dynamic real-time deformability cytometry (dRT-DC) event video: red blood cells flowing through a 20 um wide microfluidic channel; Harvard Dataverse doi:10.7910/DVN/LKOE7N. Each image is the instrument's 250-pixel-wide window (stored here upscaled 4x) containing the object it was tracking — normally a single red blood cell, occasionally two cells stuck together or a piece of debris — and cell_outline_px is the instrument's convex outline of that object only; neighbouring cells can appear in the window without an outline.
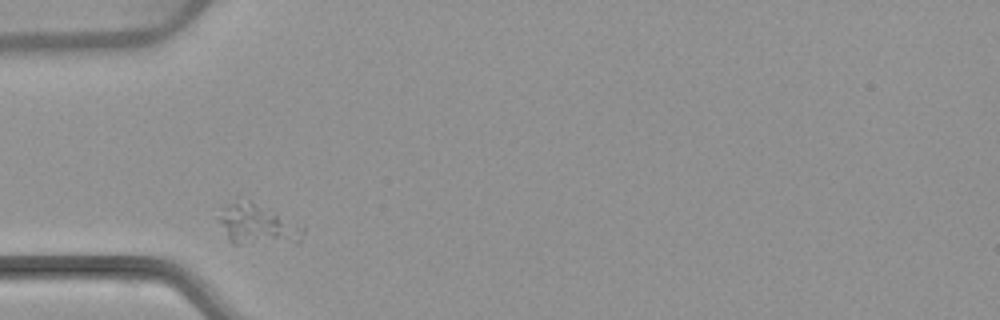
{"species": "common noctule bat (a hibernating species)", "species_latin": "Nyctalus noctula", "temperature_condition": "warm", "stored_images_in_passage": 2, "camera_frame_rate_fps": 3000, "um_per_image_px": 0.085, "animal": {"sex": "female", "body_mass_g": 22.7, "forearm_length_mm": 54.2}, "frame": {"image": 1, "passage_image": 1, "time_ms": 0.0, "image_size_px": [1000, 320], "cell_outline_px": [[304, 232], [300, 240], [296, 244], [232, 244], [228, 240], [220, 220], [220, 216], [224, 208], [236, 196], [248, 200], [304, 224]], "centroid_in_image_um": [21.96, 19.1], "position_along_channel_um": 63.0, "area_um2": 20.35}}
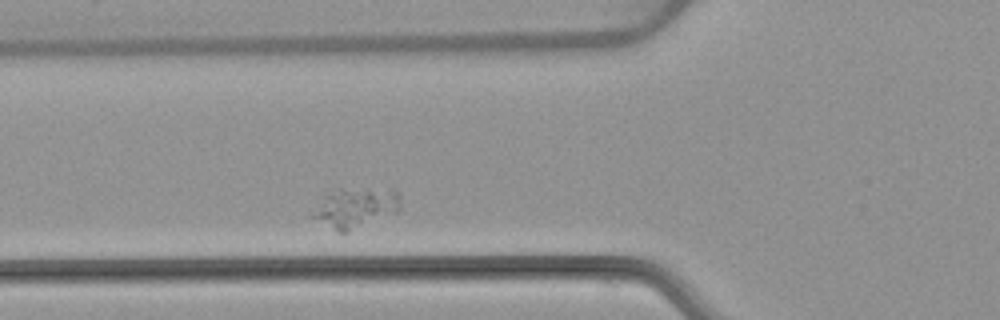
{"frame": {"image": 2, "passage_image": 2, "time_ms": 1.0, "image_size_px": [1000, 320], "cell_outline_px": [[400, 208], [396, 212], [348, 232], [340, 232], [308, 216], [324, 196], [340, 188], [392, 188], [400, 192]], "centroid_in_image_um": [30.24, 17.63], "position_along_channel_um": 95.6, "area_um2": 20.63}}